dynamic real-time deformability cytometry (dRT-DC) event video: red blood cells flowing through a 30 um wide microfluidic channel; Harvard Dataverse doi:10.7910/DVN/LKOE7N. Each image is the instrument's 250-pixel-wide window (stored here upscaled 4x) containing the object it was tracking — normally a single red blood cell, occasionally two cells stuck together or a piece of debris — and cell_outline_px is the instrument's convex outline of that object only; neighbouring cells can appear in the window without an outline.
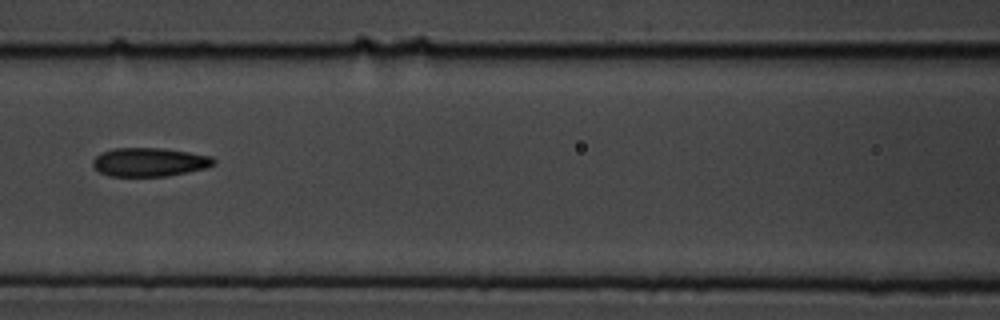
{"species": "common noctule bat (a hibernating species)", "species_latin": "Nyctalus noctula", "temperature_condition": "cold", "stored_images_in_passage": 10, "camera_frame_rate_fps": 3000, "um_per_image_px": 0.085, "animal": {"sex": "male", "body_mass_g": 19.5, "forearm_length_mm": 54.6}, "frame": {"image": 1, "passage_image": 9, "time_ms": 2.667, "image_size_px": [1000, 320], "cell_outline_px": [[216, 164], [204, 168], [188, 172], [168, 176], [108, 176], [100, 172], [92, 164], [92, 160], [100, 152], [112, 148], [160, 148], [188, 152], [212, 156], [216, 160]], "centroid_in_image_um": [12.69, 13.77], "position_along_channel_um": 153.9, "area_um2": 20.29}}
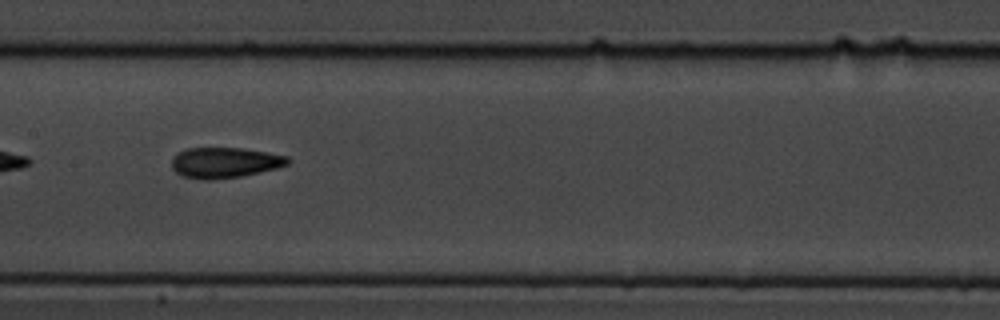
{"frame": {"image": 2, "passage_image": 10, "time_ms": 3.0, "image_size_px": [1000, 320], "cell_outline_px": [[292, 160], [288, 164], [276, 168], [240, 176], [212, 180], [200, 180], [184, 176], [176, 172], [172, 168], [172, 156], [188, 148], [244, 148], [268, 152], [288, 156]], "centroid_in_image_um": [19.11, 13.82], "position_along_channel_um": 188.3, "area_um2": 20.69}}